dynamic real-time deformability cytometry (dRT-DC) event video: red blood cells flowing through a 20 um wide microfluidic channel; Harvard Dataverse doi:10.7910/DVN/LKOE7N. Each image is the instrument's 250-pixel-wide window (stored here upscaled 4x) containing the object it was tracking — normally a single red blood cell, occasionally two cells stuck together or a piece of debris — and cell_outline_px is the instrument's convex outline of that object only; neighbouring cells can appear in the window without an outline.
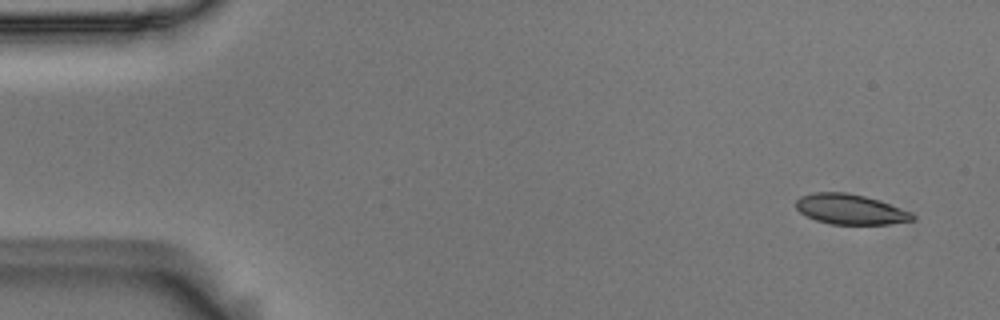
{"species": "Egyptian fruit bat (a non-hibernating species)", "species_latin": "Rousettus aegyptiacus", "temperature_condition": "room temperature", "stored_images_in_passage": 6, "camera_frame_rate_fps": 3000, "um_per_image_px": 0.085, "animal": {"sex": "male"}, "frame": {"image": 1, "passage_image": 1, "time_ms": 0.0, "image_size_px": [1000, 320], "cell_outline_px": [[916, 216], [912, 220], [888, 224], [832, 224], [816, 220], [800, 212], [796, 208], [796, 200], [800, 196], [816, 192], [848, 192], [880, 200], [912, 212]], "centroid_in_image_um": [72.29, 17.78], "position_along_channel_um": 12.7, "area_um2": 20.46}}
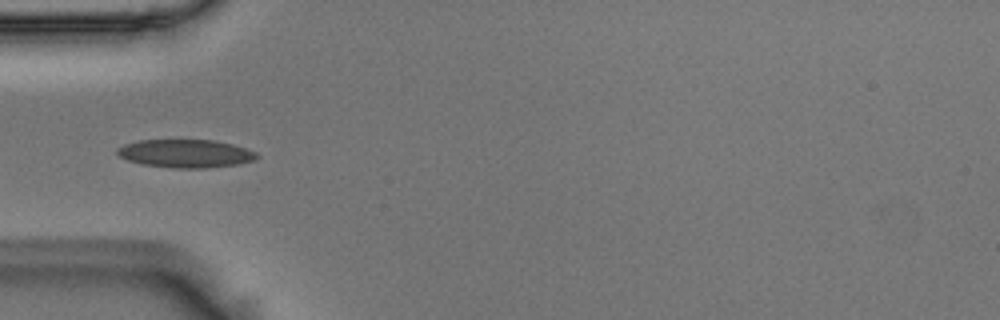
{"frame": {"image": 2, "passage_image": 5, "time_ms": 1.333, "image_size_px": [1000, 320], "cell_outline_px": [[260, 156], [256, 160], [240, 164], [204, 168], [172, 168], [140, 164], [128, 160], [120, 156], [116, 152], [116, 148], [124, 144], [140, 140], [212, 140], [232, 144], [256, 152]], "centroid_in_image_um": [15.78, 13.05], "position_along_channel_um": 69.2, "area_um2": 23.0}}
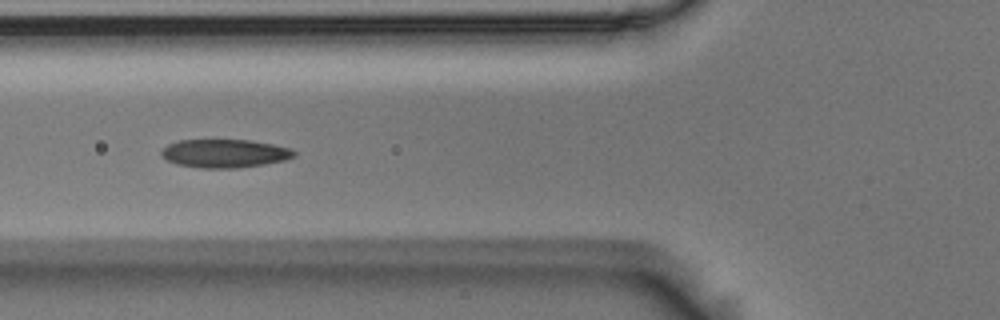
{"frame": {"image": 3, "passage_image": 6, "time_ms": 1.667, "image_size_px": [1000, 320], "cell_outline_px": [[296, 156], [284, 160], [264, 164], [236, 168], [200, 168], [176, 164], [160, 156], [160, 152], [168, 144], [180, 140], [252, 140], [292, 148], [296, 152]], "centroid_in_image_um": [19.1, 13.04], "position_along_channel_um": 106.7, "area_um2": 22.02}}